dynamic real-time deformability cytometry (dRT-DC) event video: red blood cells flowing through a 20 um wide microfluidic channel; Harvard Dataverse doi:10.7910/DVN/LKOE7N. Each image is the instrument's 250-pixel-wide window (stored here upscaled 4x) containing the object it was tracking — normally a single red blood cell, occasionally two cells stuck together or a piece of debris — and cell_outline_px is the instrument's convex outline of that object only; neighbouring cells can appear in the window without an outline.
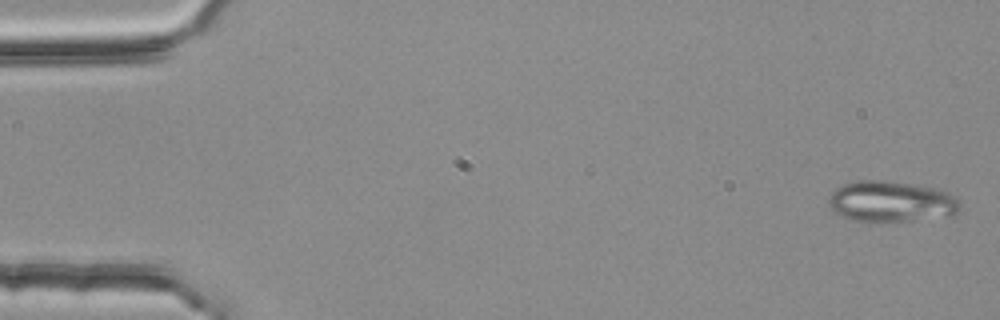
{"species": "common noctule bat (a hibernating species)", "species_latin": "Nyctalus noctula", "temperature_condition": "room temperature", "stored_images_in_passage": 4, "camera_frame_rate_fps": 3000, "um_per_image_px": 0.085, "animal": {"sex": "female", "body_mass_g": 25.1}, "frame": {"image": 1, "passage_image": 1, "time_ms": 0.0, "image_size_px": [1000, 320], "cell_outline_px": [[960, 212], [952, 216], [908, 220], [856, 220], [840, 216], [832, 212], [828, 204], [828, 200], [832, 192], [836, 188], [844, 184], [856, 180], [880, 180], [936, 188], [948, 192], [960, 204]], "centroid_in_image_um": [75.73, 17.12], "position_along_channel_um": 9.3, "area_um2": 30.92}}